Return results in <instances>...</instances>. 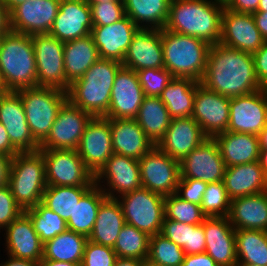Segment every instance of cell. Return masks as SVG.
I'll return each instance as SVG.
<instances>
[{"label": "cell", "mask_w": 267, "mask_h": 266, "mask_svg": "<svg viewBox=\"0 0 267 266\" xmlns=\"http://www.w3.org/2000/svg\"><path fill=\"white\" fill-rule=\"evenodd\" d=\"M8 185L23 211L42 202L47 187L43 154L40 151L16 154L11 161Z\"/></svg>", "instance_id": "6"}, {"label": "cell", "mask_w": 267, "mask_h": 266, "mask_svg": "<svg viewBox=\"0 0 267 266\" xmlns=\"http://www.w3.org/2000/svg\"><path fill=\"white\" fill-rule=\"evenodd\" d=\"M100 59L92 35L64 42V71L71 84Z\"/></svg>", "instance_id": "33"}, {"label": "cell", "mask_w": 267, "mask_h": 266, "mask_svg": "<svg viewBox=\"0 0 267 266\" xmlns=\"http://www.w3.org/2000/svg\"><path fill=\"white\" fill-rule=\"evenodd\" d=\"M207 138L192 116L172 118L164 137L156 146L180 162Z\"/></svg>", "instance_id": "24"}, {"label": "cell", "mask_w": 267, "mask_h": 266, "mask_svg": "<svg viewBox=\"0 0 267 266\" xmlns=\"http://www.w3.org/2000/svg\"><path fill=\"white\" fill-rule=\"evenodd\" d=\"M60 0H30L10 11L11 31L26 35L49 34Z\"/></svg>", "instance_id": "18"}, {"label": "cell", "mask_w": 267, "mask_h": 266, "mask_svg": "<svg viewBox=\"0 0 267 266\" xmlns=\"http://www.w3.org/2000/svg\"><path fill=\"white\" fill-rule=\"evenodd\" d=\"M142 266H162V265H158V264H155V263L149 261L148 259H144Z\"/></svg>", "instance_id": "70"}, {"label": "cell", "mask_w": 267, "mask_h": 266, "mask_svg": "<svg viewBox=\"0 0 267 266\" xmlns=\"http://www.w3.org/2000/svg\"><path fill=\"white\" fill-rule=\"evenodd\" d=\"M220 43L245 53L254 54L262 47L265 40L256 27L252 14L224 8Z\"/></svg>", "instance_id": "20"}, {"label": "cell", "mask_w": 267, "mask_h": 266, "mask_svg": "<svg viewBox=\"0 0 267 266\" xmlns=\"http://www.w3.org/2000/svg\"><path fill=\"white\" fill-rule=\"evenodd\" d=\"M138 29L139 27L127 15L109 25L93 26L91 35L100 59L122 63Z\"/></svg>", "instance_id": "23"}, {"label": "cell", "mask_w": 267, "mask_h": 266, "mask_svg": "<svg viewBox=\"0 0 267 266\" xmlns=\"http://www.w3.org/2000/svg\"><path fill=\"white\" fill-rule=\"evenodd\" d=\"M90 187L47 186L43 193L42 203L56 212L64 220L73 215L76 203Z\"/></svg>", "instance_id": "40"}, {"label": "cell", "mask_w": 267, "mask_h": 266, "mask_svg": "<svg viewBox=\"0 0 267 266\" xmlns=\"http://www.w3.org/2000/svg\"><path fill=\"white\" fill-rule=\"evenodd\" d=\"M230 116V98L222 96L199 84L194 96L193 119L203 133L213 138L226 132Z\"/></svg>", "instance_id": "15"}, {"label": "cell", "mask_w": 267, "mask_h": 266, "mask_svg": "<svg viewBox=\"0 0 267 266\" xmlns=\"http://www.w3.org/2000/svg\"><path fill=\"white\" fill-rule=\"evenodd\" d=\"M165 217L190 225L202 224L206 215L202 212L200 205L182 200L176 194L166 195Z\"/></svg>", "instance_id": "44"}, {"label": "cell", "mask_w": 267, "mask_h": 266, "mask_svg": "<svg viewBox=\"0 0 267 266\" xmlns=\"http://www.w3.org/2000/svg\"><path fill=\"white\" fill-rule=\"evenodd\" d=\"M171 0H123L126 15L143 29H163Z\"/></svg>", "instance_id": "36"}, {"label": "cell", "mask_w": 267, "mask_h": 266, "mask_svg": "<svg viewBox=\"0 0 267 266\" xmlns=\"http://www.w3.org/2000/svg\"><path fill=\"white\" fill-rule=\"evenodd\" d=\"M160 234L183 249L185 245H189L190 224L173 221L165 217Z\"/></svg>", "instance_id": "51"}, {"label": "cell", "mask_w": 267, "mask_h": 266, "mask_svg": "<svg viewBox=\"0 0 267 266\" xmlns=\"http://www.w3.org/2000/svg\"><path fill=\"white\" fill-rule=\"evenodd\" d=\"M257 12H267V0H260Z\"/></svg>", "instance_id": "67"}, {"label": "cell", "mask_w": 267, "mask_h": 266, "mask_svg": "<svg viewBox=\"0 0 267 266\" xmlns=\"http://www.w3.org/2000/svg\"><path fill=\"white\" fill-rule=\"evenodd\" d=\"M0 122L19 152L39 151L40 145L30 132L21 97L16 91L0 95Z\"/></svg>", "instance_id": "21"}, {"label": "cell", "mask_w": 267, "mask_h": 266, "mask_svg": "<svg viewBox=\"0 0 267 266\" xmlns=\"http://www.w3.org/2000/svg\"><path fill=\"white\" fill-rule=\"evenodd\" d=\"M92 118V115L67 99L60 107L47 138L40 144V149L77 150Z\"/></svg>", "instance_id": "11"}, {"label": "cell", "mask_w": 267, "mask_h": 266, "mask_svg": "<svg viewBox=\"0 0 267 266\" xmlns=\"http://www.w3.org/2000/svg\"><path fill=\"white\" fill-rule=\"evenodd\" d=\"M122 63L99 59L85 74L73 81L67 99L93 117H104L108 112L111 90Z\"/></svg>", "instance_id": "3"}, {"label": "cell", "mask_w": 267, "mask_h": 266, "mask_svg": "<svg viewBox=\"0 0 267 266\" xmlns=\"http://www.w3.org/2000/svg\"><path fill=\"white\" fill-rule=\"evenodd\" d=\"M150 237L136 227L125 224L117 237L113 250L117 257L147 259Z\"/></svg>", "instance_id": "41"}, {"label": "cell", "mask_w": 267, "mask_h": 266, "mask_svg": "<svg viewBox=\"0 0 267 266\" xmlns=\"http://www.w3.org/2000/svg\"><path fill=\"white\" fill-rule=\"evenodd\" d=\"M94 183L108 198H117L137 190L142 187L139 162L137 159L113 153L94 176Z\"/></svg>", "instance_id": "13"}, {"label": "cell", "mask_w": 267, "mask_h": 266, "mask_svg": "<svg viewBox=\"0 0 267 266\" xmlns=\"http://www.w3.org/2000/svg\"><path fill=\"white\" fill-rule=\"evenodd\" d=\"M8 256V260L0 263V266H38L37 262L26 260V259H18L12 256Z\"/></svg>", "instance_id": "60"}, {"label": "cell", "mask_w": 267, "mask_h": 266, "mask_svg": "<svg viewBox=\"0 0 267 266\" xmlns=\"http://www.w3.org/2000/svg\"><path fill=\"white\" fill-rule=\"evenodd\" d=\"M227 217L234 229L267 231V191L232 199Z\"/></svg>", "instance_id": "30"}, {"label": "cell", "mask_w": 267, "mask_h": 266, "mask_svg": "<svg viewBox=\"0 0 267 266\" xmlns=\"http://www.w3.org/2000/svg\"><path fill=\"white\" fill-rule=\"evenodd\" d=\"M8 92H9V90L6 87L4 80H3V77H2V74L0 72V95H3V94L8 93Z\"/></svg>", "instance_id": "66"}, {"label": "cell", "mask_w": 267, "mask_h": 266, "mask_svg": "<svg viewBox=\"0 0 267 266\" xmlns=\"http://www.w3.org/2000/svg\"><path fill=\"white\" fill-rule=\"evenodd\" d=\"M125 224V218L117 199L106 197L98 209L97 218L88 240L113 248Z\"/></svg>", "instance_id": "32"}, {"label": "cell", "mask_w": 267, "mask_h": 266, "mask_svg": "<svg viewBox=\"0 0 267 266\" xmlns=\"http://www.w3.org/2000/svg\"><path fill=\"white\" fill-rule=\"evenodd\" d=\"M184 250L162 234L150 237L147 259L162 266H180L184 261Z\"/></svg>", "instance_id": "43"}, {"label": "cell", "mask_w": 267, "mask_h": 266, "mask_svg": "<svg viewBox=\"0 0 267 266\" xmlns=\"http://www.w3.org/2000/svg\"><path fill=\"white\" fill-rule=\"evenodd\" d=\"M87 240L86 236L67 229L44 243L43 258L81 265Z\"/></svg>", "instance_id": "38"}, {"label": "cell", "mask_w": 267, "mask_h": 266, "mask_svg": "<svg viewBox=\"0 0 267 266\" xmlns=\"http://www.w3.org/2000/svg\"><path fill=\"white\" fill-rule=\"evenodd\" d=\"M45 162L47 186L91 187L94 175L77 150L39 149Z\"/></svg>", "instance_id": "9"}, {"label": "cell", "mask_w": 267, "mask_h": 266, "mask_svg": "<svg viewBox=\"0 0 267 266\" xmlns=\"http://www.w3.org/2000/svg\"><path fill=\"white\" fill-rule=\"evenodd\" d=\"M255 25L265 41H267V12H255L252 14Z\"/></svg>", "instance_id": "59"}, {"label": "cell", "mask_w": 267, "mask_h": 266, "mask_svg": "<svg viewBox=\"0 0 267 266\" xmlns=\"http://www.w3.org/2000/svg\"><path fill=\"white\" fill-rule=\"evenodd\" d=\"M1 1L11 11L16 5L23 3L24 1H30V0H1Z\"/></svg>", "instance_id": "64"}, {"label": "cell", "mask_w": 267, "mask_h": 266, "mask_svg": "<svg viewBox=\"0 0 267 266\" xmlns=\"http://www.w3.org/2000/svg\"><path fill=\"white\" fill-rule=\"evenodd\" d=\"M137 76L144 96L160 97L174 76L165 68L138 70Z\"/></svg>", "instance_id": "46"}, {"label": "cell", "mask_w": 267, "mask_h": 266, "mask_svg": "<svg viewBox=\"0 0 267 266\" xmlns=\"http://www.w3.org/2000/svg\"><path fill=\"white\" fill-rule=\"evenodd\" d=\"M31 219L34 230L45 243L67 230V222L42 202L24 211Z\"/></svg>", "instance_id": "42"}, {"label": "cell", "mask_w": 267, "mask_h": 266, "mask_svg": "<svg viewBox=\"0 0 267 266\" xmlns=\"http://www.w3.org/2000/svg\"><path fill=\"white\" fill-rule=\"evenodd\" d=\"M260 0H231L226 9L239 12L253 14L257 12Z\"/></svg>", "instance_id": "55"}, {"label": "cell", "mask_w": 267, "mask_h": 266, "mask_svg": "<svg viewBox=\"0 0 267 266\" xmlns=\"http://www.w3.org/2000/svg\"><path fill=\"white\" fill-rule=\"evenodd\" d=\"M200 84L229 98L262 89L257 80L252 54L220 42L211 45L209 49L205 74Z\"/></svg>", "instance_id": "1"}, {"label": "cell", "mask_w": 267, "mask_h": 266, "mask_svg": "<svg viewBox=\"0 0 267 266\" xmlns=\"http://www.w3.org/2000/svg\"><path fill=\"white\" fill-rule=\"evenodd\" d=\"M226 168L215 139L208 137L180 161V178L206 183L222 181Z\"/></svg>", "instance_id": "16"}, {"label": "cell", "mask_w": 267, "mask_h": 266, "mask_svg": "<svg viewBox=\"0 0 267 266\" xmlns=\"http://www.w3.org/2000/svg\"><path fill=\"white\" fill-rule=\"evenodd\" d=\"M110 128L115 154L139 160L155 146L135 119H110Z\"/></svg>", "instance_id": "28"}, {"label": "cell", "mask_w": 267, "mask_h": 266, "mask_svg": "<svg viewBox=\"0 0 267 266\" xmlns=\"http://www.w3.org/2000/svg\"><path fill=\"white\" fill-rule=\"evenodd\" d=\"M122 66L134 71L164 67L161 29L139 28L133 36Z\"/></svg>", "instance_id": "27"}, {"label": "cell", "mask_w": 267, "mask_h": 266, "mask_svg": "<svg viewBox=\"0 0 267 266\" xmlns=\"http://www.w3.org/2000/svg\"><path fill=\"white\" fill-rule=\"evenodd\" d=\"M215 5L221 6L223 8H226L231 0H211Z\"/></svg>", "instance_id": "68"}, {"label": "cell", "mask_w": 267, "mask_h": 266, "mask_svg": "<svg viewBox=\"0 0 267 266\" xmlns=\"http://www.w3.org/2000/svg\"><path fill=\"white\" fill-rule=\"evenodd\" d=\"M200 82L190 78L174 77L160 95L172 118L191 117L194 96Z\"/></svg>", "instance_id": "34"}, {"label": "cell", "mask_w": 267, "mask_h": 266, "mask_svg": "<svg viewBox=\"0 0 267 266\" xmlns=\"http://www.w3.org/2000/svg\"><path fill=\"white\" fill-rule=\"evenodd\" d=\"M260 150H267V125L265 128L258 134Z\"/></svg>", "instance_id": "63"}, {"label": "cell", "mask_w": 267, "mask_h": 266, "mask_svg": "<svg viewBox=\"0 0 267 266\" xmlns=\"http://www.w3.org/2000/svg\"><path fill=\"white\" fill-rule=\"evenodd\" d=\"M236 266H258V265H253V264H237Z\"/></svg>", "instance_id": "71"}, {"label": "cell", "mask_w": 267, "mask_h": 266, "mask_svg": "<svg viewBox=\"0 0 267 266\" xmlns=\"http://www.w3.org/2000/svg\"><path fill=\"white\" fill-rule=\"evenodd\" d=\"M93 26L115 23L126 16L123 1H110L90 5Z\"/></svg>", "instance_id": "47"}, {"label": "cell", "mask_w": 267, "mask_h": 266, "mask_svg": "<svg viewBox=\"0 0 267 266\" xmlns=\"http://www.w3.org/2000/svg\"><path fill=\"white\" fill-rule=\"evenodd\" d=\"M164 195L139 188L117 197L125 223L149 236L160 234L165 218Z\"/></svg>", "instance_id": "8"}, {"label": "cell", "mask_w": 267, "mask_h": 266, "mask_svg": "<svg viewBox=\"0 0 267 266\" xmlns=\"http://www.w3.org/2000/svg\"><path fill=\"white\" fill-rule=\"evenodd\" d=\"M164 67L174 76L201 82L211 45L194 36L161 29Z\"/></svg>", "instance_id": "4"}, {"label": "cell", "mask_w": 267, "mask_h": 266, "mask_svg": "<svg viewBox=\"0 0 267 266\" xmlns=\"http://www.w3.org/2000/svg\"><path fill=\"white\" fill-rule=\"evenodd\" d=\"M12 157L0 154V187L8 185Z\"/></svg>", "instance_id": "57"}, {"label": "cell", "mask_w": 267, "mask_h": 266, "mask_svg": "<svg viewBox=\"0 0 267 266\" xmlns=\"http://www.w3.org/2000/svg\"><path fill=\"white\" fill-rule=\"evenodd\" d=\"M19 151L11 144L6 128L0 122V154L11 156L12 158Z\"/></svg>", "instance_id": "56"}, {"label": "cell", "mask_w": 267, "mask_h": 266, "mask_svg": "<svg viewBox=\"0 0 267 266\" xmlns=\"http://www.w3.org/2000/svg\"><path fill=\"white\" fill-rule=\"evenodd\" d=\"M223 10L211 0H171L164 29L214 45L220 42Z\"/></svg>", "instance_id": "2"}, {"label": "cell", "mask_w": 267, "mask_h": 266, "mask_svg": "<svg viewBox=\"0 0 267 266\" xmlns=\"http://www.w3.org/2000/svg\"><path fill=\"white\" fill-rule=\"evenodd\" d=\"M206 248L218 266H236L235 229L228 217H206L202 222Z\"/></svg>", "instance_id": "25"}, {"label": "cell", "mask_w": 267, "mask_h": 266, "mask_svg": "<svg viewBox=\"0 0 267 266\" xmlns=\"http://www.w3.org/2000/svg\"><path fill=\"white\" fill-rule=\"evenodd\" d=\"M205 248L206 241L203 225H190L189 245H185L183 248L185 255L203 253Z\"/></svg>", "instance_id": "52"}, {"label": "cell", "mask_w": 267, "mask_h": 266, "mask_svg": "<svg viewBox=\"0 0 267 266\" xmlns=\"http://www.w3.org/2000/svg\"><path fill=\"white\" fill-rule=\"evenodd\" d=\"M10 31V10L0 0V32L6 34Z\"/></svg>", "instance_id": "58"}, {"label": "cell", "mask_w": 267, "mask_h": 266, "mask_svg": "<svg viewBox=\"0 0 267 266\" xmlns=\"http://www.w3.org/2000/svg\"><path fill=\"white\" fill-rule=\"evenodd\" d=\"M143 260L117 257L114 266H142Z\"/></svg>", "instance_id": "62"}, {"label": "cell", "mask_w": 267, "mask_h": 266, "mask_svg": "<svg viewBox=\"0 0 267 266\" xmlns=\"http://www.w3.org/2000/svg\"><path fill=\"white\" fill-rule=\"evenodd\" d=\"M252 56L257 80L261 87L264 88L267 85V41Z\"/></svg>", "instance_id": "53"}, {"label": "cell", "mask_w": 267, "mask_h": 266, "mask_svg": "<svg viewBox=\"0 0 267 266\" xmlns=\"http://www.w3.org/2000/svg\"><path fill=\"white\" fill-rule=\"evenodd\" d=\"M142 187L161 195L175 194L180 179V162L154 146L138 160Z\"/></svg>", "instance_id": "12"}, {"label": "cell", "mask_w": 267, "mask_h": 266, "mask_svg": "<svg viewBox=\"0 0 267 266\" xmlns=\"http://www.w3.org/2000/svg\"><path fill=\"white\" fill-rule=\"evenodd\" d=\"M223 182L231 200L267 191V174L260 161L227 167Z\"/></svg>", "instance_id": "29"}, {"label": "cell", "mask_w": 267, "mask_h": 266, "mask_svg": "<svg viewBox=\"0 0 267 266\" xmlns=\"http://www.w3.org/2000/svg\"><path fill=\"white\" fill-rule=\"evenodd\" d=\"M77 152L95 176L112 156L110 119L93 117L83 132Z\"/></svg>", "instance_id": "17"}, {"label": "cell", "mask_w": 267, "mask_h": 266, "mask_svg": "<svg viewBox=\"0 0 267 266\" xmlns=\"http://www.w3.org/2000/svg\"><path fill=\"white\" fill-rule=\"evenodd\" d=\"M267 125V93L264 88L230 98L227 131L258 135Z\"/></svg>", "instance_id": "14"}, {"label": "cell", "mask_w": 267, "mask_h": 266, "mask_svg": "<svg viewBox=\"0 0 267 266\" xmlns=\"http://www.w3.org/2000/svg\"><path fill=\"white\" fill-rule=\"evenodd\" d=\"M37 264L38 266H80L79 264L76 263H71L67 261L48 260L43 257L37 262Z\"/></svg>", "instance_id": "61"}, {"label": "cell", "mask_w": 267, "mask_h": 266, "mask_svg": "<svg viewBox=\"0 0 267 266\" xmlns=\"http://www.w3.org/2000/svg\"><path fill=\"white\" fill-rule=\"evenodd\" d=\"M3 231L6 255L38 262L43 257L44 243L34 230L30 217L23 211Z\"/></svg>", "instance_id": "26"}, {"label": "cell", "mask_w": 267, "mask_h": 266, "mask_svg": "<svg viewBox=\"0 0 267 266\" xmlns=\"http://www.w3.org/2000/svg\"><path fill=\"white\" fill-rule=\"evenodd\" d=\"M207 185L201 180L180 178L175 194L182 200L201 205Z\"/></svg>", "instance_id": "50"}, {"label": "cell", "mask_w": 267, "mask_h": 266, "mask_svg": "<svg viewBox=\"0 0 267 266\" xmlns=\"http://www.w3.org/2000/svg\"><path fill=\"white\" fill-rule=\"evenodd\" d=\"M0 72L9 91L37 87L35 52L30 35L14 31L3 35Z\"/></svg>", "instance_id": "5"}, {"label": "cell", "mask_w": 267, "mask_h": 266, "mask_svg": "<svg viewBox=\"0 0 267 266\" xmlns=\"http://www.w3.org/2000/svg\"><path fill=\"white\" fill-rule=\"evenodd\" d=\"M22 212L23 210L16 203L9 185L0 187V230H4Z\"/></svg>", "instance_id": "49"}, {"label": "cell", "mask_w": 267, "mask_h": 266, "mask_svg": "<svg viewBox=\"0 0 267 266\" xmlns=\"http://www.w3.org/2000/svg\"><path fill=\"white\" fill-rule=\"evenodd\" d=\"M110 1H123V0H86V2L89 5L97 4V3H102V2H110Z\"/></svg>", "instance_id": "69"}, {"label": "cell", "mask_w": 267, "mask_h": 266, "mask_svg": "<svg viewBox=\"0 0 267 266\" xmlns=\"http://www.w3.org/2000/svg\"><path fill=\"white\" fill-rule=\"evenodd\" d=\"M37 69V86L67 92L70 83L64 71V42L50 34L32 35Z\"/></svg>", "instance_id": "10"}, {"label": "cell", "mask_w": 267, "mask_h": 266, "mask_svg": "<svg viewBox=\"0 0 267 266\" xmlns=\"http://www.w3.org/2000/svg\"><path fill=\"white\" fill-rule=\"evenodd\" d=\"M3 35H4V34H2V33L0 32V43H1V39H2Z\"/></svg>", "instance_id": "72"}, {"label": "cell", "mask_w": 267, "mask_h": 266, "mask_svg": "<svg viewBox=\"0 0 267 266\" xmlns=\"http://www.w3.org/2000/svg\"><path fill=\"white\" fill-rule=\"evenodd\" d=\"M116 259L113 248L87 240L80 266H114Z\"/></svg>", "instance_id": "48"}, {"label": "cell", "mask_w": 267, "mask_h": 266, "mask_svg": "<svg viewBox=\"0 0 267 266\" xmlns=\"http://www.w3.org/2000/svg\"><path fill=\"white\" fill-rule=\"evenodd\" d=\"M230 205L231 199L223 180L208 183L200 205L206 217H227Z\"/></svg>", "instance_id": "45"}, {"label": "cell", "mask_w": 267, "mask_h": 266, "mask_svg": "<svg viewBox=\"0 0 267 266\" xmlns=\"http://www.w3.org/2000/svg\"><path fill=\"white\" fill-rule=\"evenodd\" d=\"M180 266H218L214 259L206 252L185 255Z\"/></svg>", "instance_id": "54"}, {"label": "cell", "mask_w": 267, "mask_h": 266, "mask_svg": "<svg viewBox=\"0 0 267 266\" xmlns=\"http://www.w3.org/2000/svg\"><path fill=\"white\" fill-rule=\"evenodd\" d=\"M213 138L227 167L260 161L258 135L226 131Z\"/></svg>", "instance_id": "31"}, {"label": "cell", "mask_w": 267, "mask_h": 266, "mask_svg": "<svg viewBox=\"0 0 267 266\" xmlns=\"http://www.w3.org/2000/svg\"><path fill=\"white\" fill-rule=\"evenodd\" d=\"M22 100L27 123L40 145L48 136L67 92L51 87H31L16 91Z\"/></svg>", "instance_id": "7"}, {"label": "cell", "mask_w": 267, "mask_h": 266, "mask_svg": "<svg viewBox=\"0 0 267 266\" xmlns=\"http://www.w3.org/2000/svg\"><path fill=\"white\" fill-rule=\"evenodd\" d=\"M92 27L91 8L86 0H60L49 34L67 42L90 35Z\"/></svg>", "instance_id": "22"}, {"label": "cell", "mask_w": 267, "mask_h": 266, "mask_svg": "<svg viewBox=\"0 0 267 266\" xmlns=\"http://www.w3.org/2000/svg\"><path fill=\"white\" fill-rule=\"evenodd\" d=\"M144 99L143 89L137 72L121 66L111 90L108 112L109 119H135Z\"/></svg>", "instance_id": "19"}, {"label": "cell", "mask_w": 267, "mask_h": 266, "mask_svg": "<svg viewBox=\"0 0 267 266\" xmlns=\"http://www.w3.org/2000/svg\"><path fill=\"white\" fill-rule=\"evenodd\" d=\"M237 264L267 266V231L235 229Z\"/></svg>", "instance_id": "39"}, {"label": "cell", "mask_w": 267, "mask_h": 266, "mask_svg": "<svg viewBox=\"0 0 267 266\" xmlns=\"http://www.w3.org/2000/svg\"><path fill=\"white\" fill-rule=\"evenodd\" d=\"M135 120L156 146L164 137L172 117L160 97L144 96Z\"/></svg>", "instance_id": "35"}, {"label": "cell", "mask_w": 267, "mask_h": 266, "mask_svg": "<svg viewBox=\"0 0 267 266\" xmlns=\"http://www.w3.org/2000/svg\"><path fill=\"white\" fill-rule=\"evenodd\" d=\"M260 162L267 174V150H260Z\"/></svg>", "instance_id": "65"}, {"label": "cell", "mask_w": 267, "mask_h": 266, "mask_svg": "<svg viewBox=\"0 0 267 266\" xmlns=\"http://www.w3.org/2000/svg\"><path fill=\"white\" fill-rule=\"evenodd\" d=\"M106 197L102 189L94 183L82 195L79 203H76L73 215H70L66 221L67 229L88 238L95 224L101 202Z\"/></svg>", "instance_id": "37"}]
</instances>
